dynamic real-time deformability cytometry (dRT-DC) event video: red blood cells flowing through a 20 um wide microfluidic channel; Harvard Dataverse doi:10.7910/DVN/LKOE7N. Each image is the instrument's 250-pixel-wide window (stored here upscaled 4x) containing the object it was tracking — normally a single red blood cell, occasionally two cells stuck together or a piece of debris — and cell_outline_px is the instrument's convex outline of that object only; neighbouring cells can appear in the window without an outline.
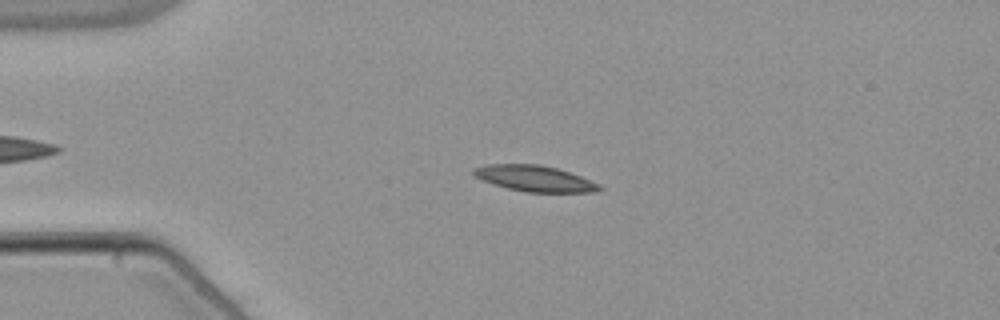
{"species": "common noctule bat (a hibernating species)", "species_latin": "Nyctalus noctula", "temperature_condition": "warm", "stored_images_in_passage": 47, "camera_frame_rate_fps": 3000, "um_per_image_px": 0.085, "animal": {"sex": "male", "body_mass_g": 21.5, "forearm_length_mm": 52.0}, "frame": {"image": 1, "passage_image": 14, "time_ms": 4.333, "image_size_px": [1000, 320], "cell_outline_px": [[604, 188], [596, 192], [524, 192], [508, 188], [472, 176], [472, 168], [484, 164], [540, 164], [556, 168], [580, 176], [600, 184]], "centroid_in_image_um": [45.43, 15.16], "position_along_channel_um": 39.6, "area_um2": 19.02}}
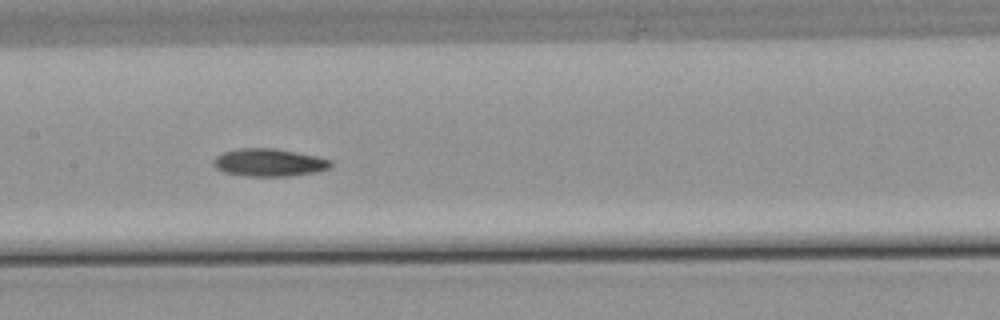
{"frame": {"image": 2, "passage_image": 28, "time_ms": 9.0, "image_size_px": [1000, 320], "cell_outline_px": [[332, 164], [328, 168], [316, 172], [288, 176], [248, 176], [224, 172], [216, 168], [212, 164], [212, 160], [216, 156], [224, 152], [236, 148], [272, 148], [296, 152], [316, 156], [332, 160]], "centroid_in_image_um": [22.84, 13.81], "position_along_channel_um": 184.6, "area_um2": 18.9}}
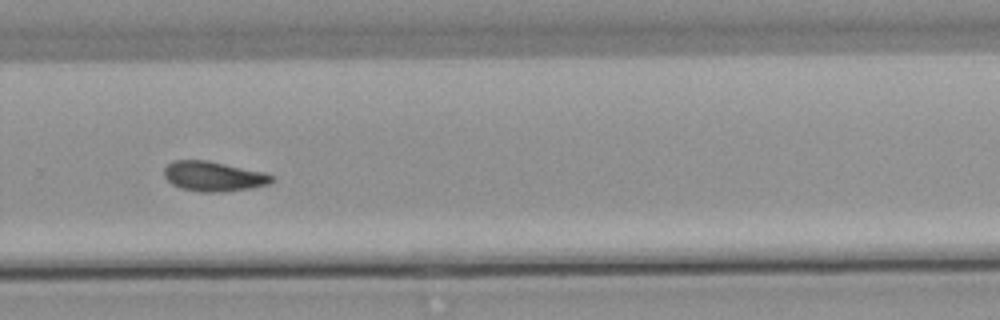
{"frame": {"image": 3, "passage_image": 38, "time_ms": 12.333, "image_size_px": [1000, 320], "cell_outline_px": [[276, 180], [268, 184], [252, 188], [224, 192], [200, 192], [180, 188], [172, 184], [164, 176], [164, 168], [168, 164], [176, 160], [208, 160], [264, 172], [272, 176]], "centroid_in_image_um": [18.16, 14.99], "position_along_channel_um": 311.6, "area_um2": 18.84}, "authors_computed_cell_mechanics": {"area_um2": 18.9006, "velocity_mm_per_s": 3.8261, "shape_relaxation_time_tau1_ms": 9.2784, "shape_relaxation_time_tau2_ms": null, "deformation_change_tau1": 0.1832, "deformation_change_tau2": null}}